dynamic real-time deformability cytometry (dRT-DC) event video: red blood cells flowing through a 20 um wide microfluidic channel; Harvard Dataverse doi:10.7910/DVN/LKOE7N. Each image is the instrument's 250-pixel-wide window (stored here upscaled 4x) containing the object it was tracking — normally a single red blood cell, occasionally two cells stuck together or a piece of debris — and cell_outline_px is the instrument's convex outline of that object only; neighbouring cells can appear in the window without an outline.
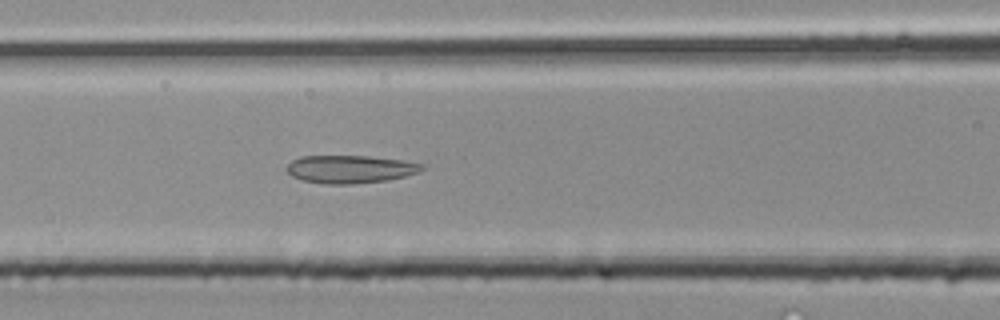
{"species": "common noctule bat (a hibernating species)", "species_latin": "Nyctalus noctula", "temperature_condition": "room temperature", "stored_images_in_passage": 35, "segment_of_instrument_passage": [2, 2], "camera_frame_rate_fps": 3000, "um_per_image_px": 0.085, "animal": {"sex": "male", "body_mass_g": 20.4}, "frame": {"image": 1, "passage_image": 16, "time_ms": 5.0, "image_size_px": [1000, 320], "cell_outline_px": [[424, 168], [420, 172], [388, 180], [352, 184], [324, 184], [300, 180], [292, 176], [288, 172], [288, 164], [292, 160], [300, 156], [368, 156], [404, 160], [424, 164]], "centroid_in_image_um": [29.78, 14.38], "position_along_channel_um": 136.8, "area_um2": 22.08}}
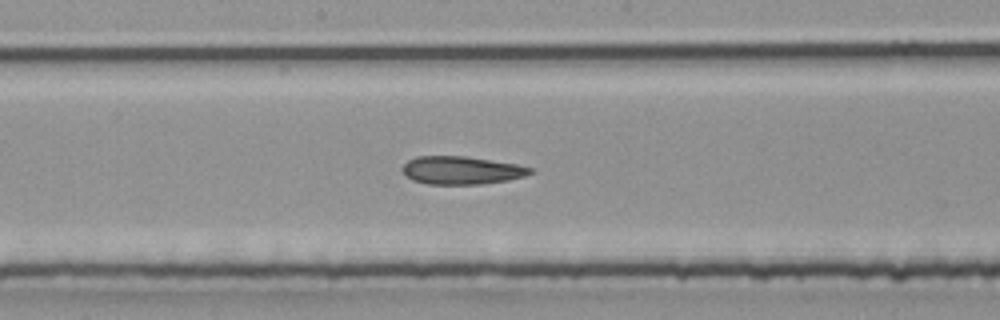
{"frame": {"image": 2, "passage_image": 20, "time_ms": 6.333, "image_size_px": [1000, 320], "cell_outline_px": [[536, 172], [524, 176], [504, 180], [480, 184], [428, 184], [412, 180], [404, 172], [404, 164], [408, 160], [416, 156], [464, 156], [516, 164], [532, 168]], "centroid_in_image_um": [39.23, 14.47], "position_along_channel_um": 209.0, "area_um2": 20.58}}
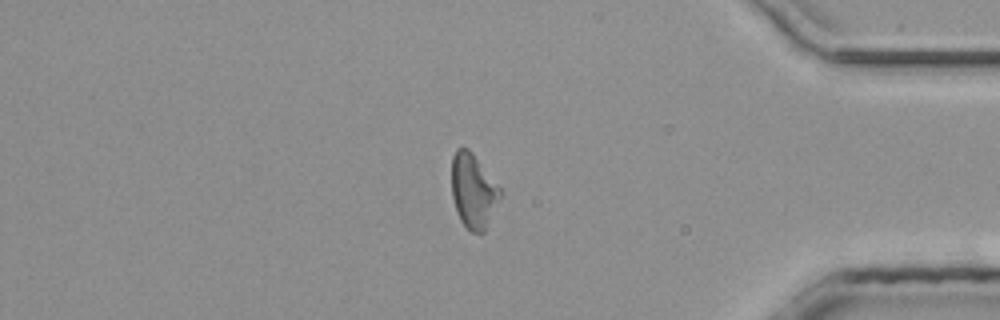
{"frame": {"image": 3, "passage_image": 32, "time_ms": 10.333, "image_size_px": [1000, 320], "cell_outline_px": [[504, 192], [484, 232], [472, 232], [460, 220], [452, 196], [452, 156], [456, 148], [468, 148], [472, 152]], "centroid_in_image_um": [40.25, 16.21], "position_along_channel_um": 394.9, "area_um2": 21.04}}